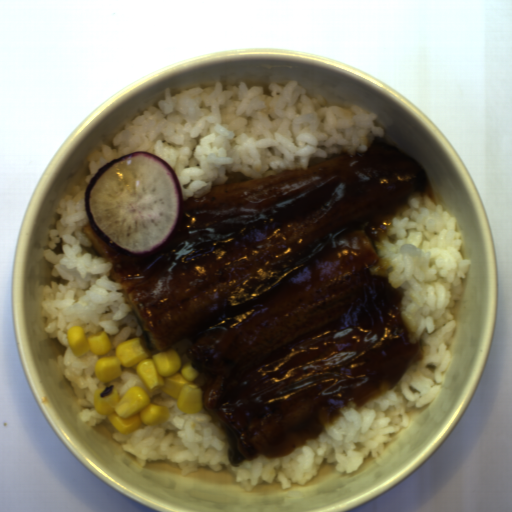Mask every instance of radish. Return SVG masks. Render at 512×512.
<instances>
[{
  "mask_svg": "<svg viewBox=\"0 0 512 512\" xmlns=\"http://www.w3.org/2000/svg\"><path fill=\"white\" fill-rule=\"evenodd\" d=\"M83 205L94 232L115 250L133 255L147 254L166 242L185 202L169 162L137 150L97 169L84 191Z\"/></svg>",
  "mask_w": 512,
  "mask_h": 512,
  "instance_id": "obj_1",
  "label": "radish"
}]
</instances>
